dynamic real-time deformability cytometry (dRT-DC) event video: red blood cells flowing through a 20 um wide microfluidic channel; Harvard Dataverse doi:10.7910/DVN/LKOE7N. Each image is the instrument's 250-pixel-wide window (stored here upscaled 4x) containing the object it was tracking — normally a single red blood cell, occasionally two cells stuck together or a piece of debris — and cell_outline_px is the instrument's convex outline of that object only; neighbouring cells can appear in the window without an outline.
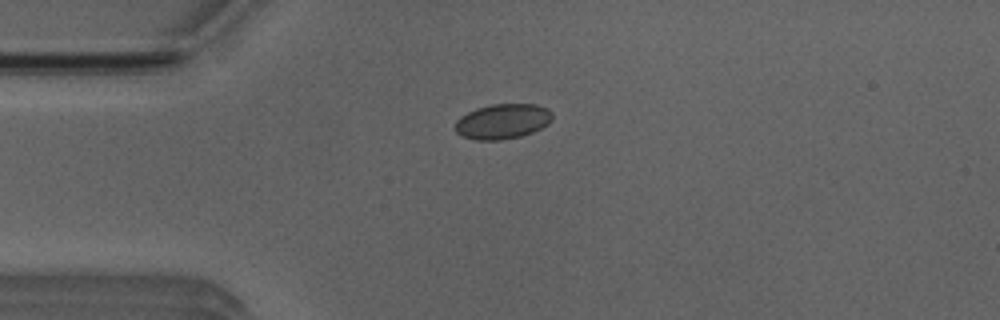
{"species": "Egyptian fruit bat (a non-hibernating species)", "species_latin": "Rousettus aegyptiacus", "temperature_condition": "room temperature", "stored_images_in_passage": 4, "camera_frame_rate_fps": 3000, "um_per_image_px": 0.085, "animal": {"sex": "male"}, "frame": {"image": 1, "passage_image": 4, "time_ms": 3.333, "image_size_px": [1000, 320], "cell_outline_px": [[552, 120], [548, 124], [532, 132], [520, 136], [500, 140], [476, 140], [464, 136], [456, 132], [456, 120], [460, 116], [476, 108], [492, 104], [536, 104], [548, 108], [552, 112]], "centroid_in_image_um": [42.73, 10.3], "position_along_channel_um": 42.3, "area_um2": 19.83}}